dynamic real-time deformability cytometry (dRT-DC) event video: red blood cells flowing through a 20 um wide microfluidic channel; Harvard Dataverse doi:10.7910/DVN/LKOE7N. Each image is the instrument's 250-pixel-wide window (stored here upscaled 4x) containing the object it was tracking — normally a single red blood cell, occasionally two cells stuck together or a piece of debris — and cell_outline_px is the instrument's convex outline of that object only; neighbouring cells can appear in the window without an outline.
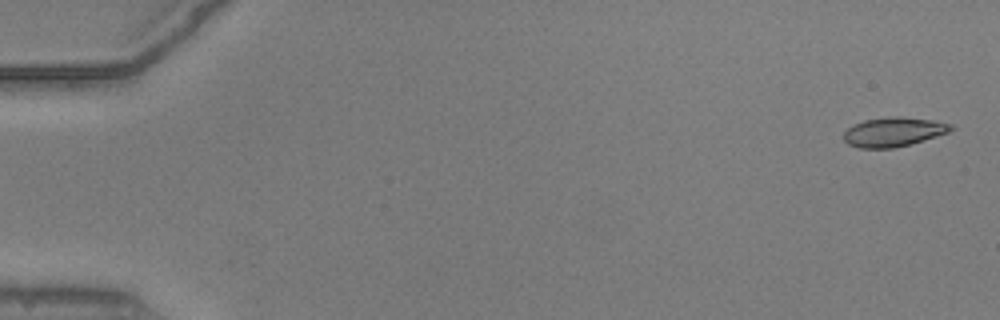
{"species": "common noctule bat (a hibernating species)", "species_latin": "Nyctalus noctula", "temperature_condition": "warm", "stored_images_in_passage": 32, "camera_frame_rate_fps": 3000, "um_per_image_px": 0.085, "animal": {"sex": "male", "body_mass_g": 20.5, "forearm_length_mm": 52.5}, "frame": {"image": 1, "passage_image": 2, "time_ms": 0.333, "image_size_px": [1000, 320], "cell_outline_px": [[956, 128], [948, 132], [936, 136], [908, 144], [892, 148], [860, 148], [848, 144], [844, 140], [844, 132], [852, 124], [864, 120], [896, 116], [932, 120], [952, 124]], "centroid_in_image_um": [75.93, 11.21], "position_along_channel_um": 9.1, "area_um2": 18.09}}
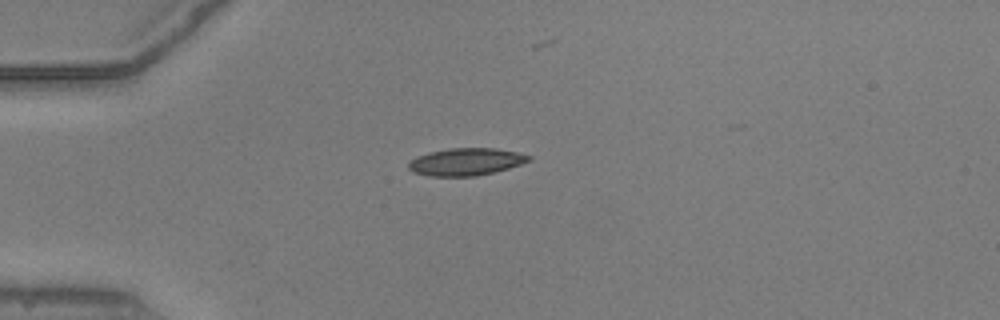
{"frame": {"image": 2, "passage_image": 15, "time_ms": 4.667, "image_size_px": [1000, 320], "cell_outline_px": [[532, 160], [508, 168], [476, 176], [428, 176], [412, 172], [408, 168], [408, 164], [416, 156], [428, 152], [448, 148], [496, 148], [516, 152], [532, 156]], "centroid_in_image_um": [39.58, 13.75], "position_along_channel_um": 45.4, "area_um2": 19.19}}
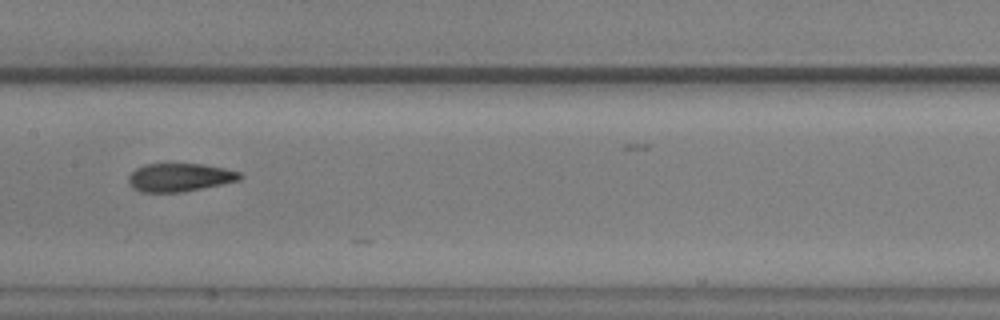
{"frame": {"image": 3, "passage_image": 28, "time_ms": 9.0, "image_size_px": [1000, 320], "cell_outline_px": [[244, 176], [240, 180], [184, 192], [140, 192], [132, 188], [128, 184], [128, 176], [136, 168], [144, 164], [204, 164], [224, 168], [240, 172]], "centroid_in_image_um": [15.26, 15.08], "position_along_channel_um": 192.1, "area_um2": 18.5}}